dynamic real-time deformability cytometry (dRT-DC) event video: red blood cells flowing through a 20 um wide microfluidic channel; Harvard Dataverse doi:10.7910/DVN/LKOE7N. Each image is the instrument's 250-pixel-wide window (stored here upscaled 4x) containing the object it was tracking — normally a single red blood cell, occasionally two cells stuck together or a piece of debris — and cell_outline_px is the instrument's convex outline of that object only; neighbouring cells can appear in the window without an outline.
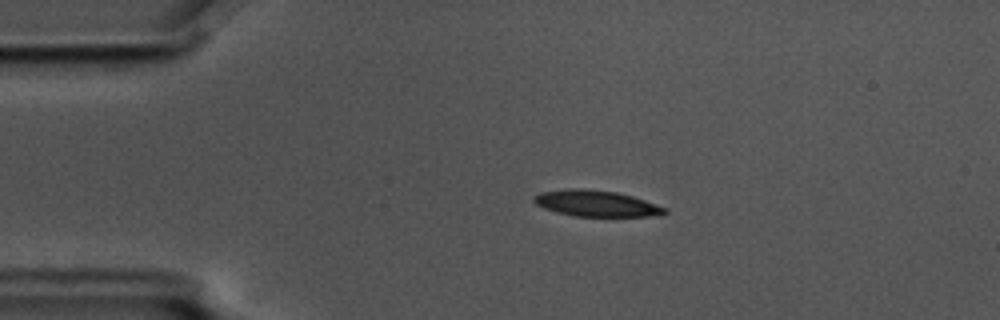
{"species": "common noctule bat (a hibernating species)", "species_latin": "Nyctalus noctula", "temperature_condition": "cold", "stored_images_in_passage": 4, "camera_frame_rate_fps": 3000, "um_per_image_px": 0.085, "animal": {"sex": "male", "body_mass_g": 17.5, "forearm_length_mm": 52.3}, "frame": {"image": 1, "passage_image": 3, "time_ms": 0.667, "image_size_px": [1000, 320], "cell_outline_px": [[668, 212], [648, 216], [576, 216], [556, 212], [544, 208], [536, 204], [532, 200], [532, 196], [540, 192], [568, 188], [580, 188], [616, 192], [632, 196], [668, 208]], "centroid_in_image_um": [50.63, 17.28], "position_along_channel_um": 34.4, "area_um2": 19.83}}